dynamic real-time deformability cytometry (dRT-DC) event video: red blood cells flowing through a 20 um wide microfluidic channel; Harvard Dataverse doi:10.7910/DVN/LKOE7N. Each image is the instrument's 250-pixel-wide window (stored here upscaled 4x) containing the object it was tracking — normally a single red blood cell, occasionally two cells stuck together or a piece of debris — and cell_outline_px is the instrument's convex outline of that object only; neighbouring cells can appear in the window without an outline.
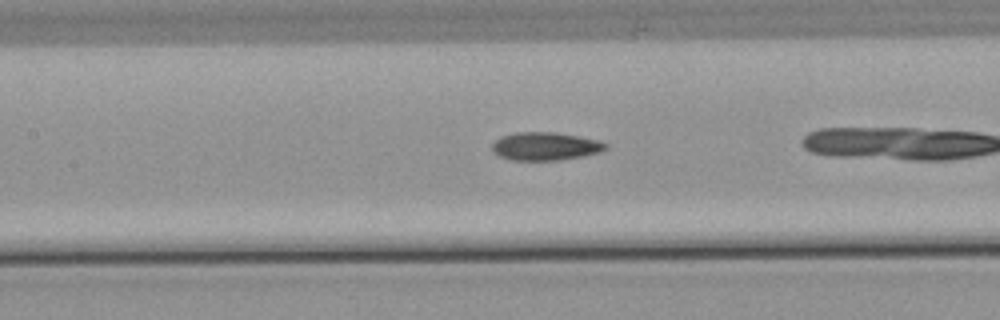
{"species": "common noctule bat (a hibernating species)", "species_latin": "Nyctalus noctula", "temperature_condition": "warm", "stored_images_in_passage": 39, "camera_frame_rate_fps": 3000, "um_per_image_px": 0.085, "animal": {"sex": "male", "body_mass_g": 21.5, "forearm_length_mm": 52.0}, "frame": {"image": 1, "passage_image": 22, "time_ms": 7.0, "image_size_px": [1000, 320], "cell_outline_px": [[608, 148], [600, 152], [584, 156], [556, 160], [512, 160], [500, 156], [492, 152], [492, 144], [496, 140], [504, 136], [516, 132], [556, 132], [596, 140], [608, 144]], "centroid_in_image_um": [46.35, 12.44], "position_along_channel_um": 161.0, "area_um2": 18.44}}
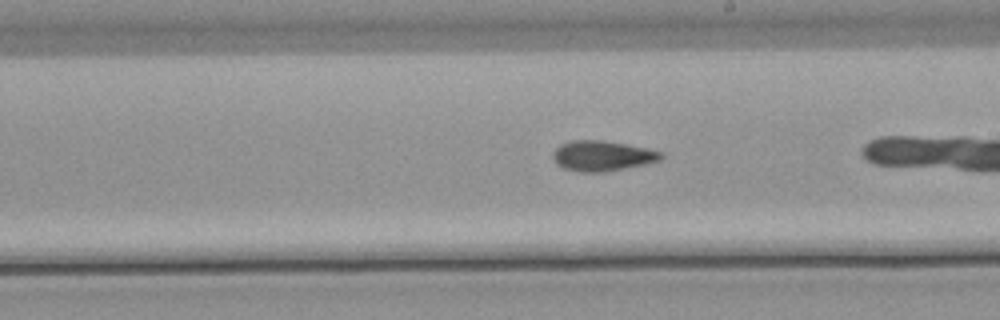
{"frame": {"image": 2, "passage_image": 28, "time_ms": 9.0, "image_size_px": [1000, 320], "cell_outline_px": [[664, 156], [660, 160], [644, 164], [600, 172], [580, 172], [564, 168], [556, 164], [552, 156], [556, 148], [560, 144], [572, 140], [600, 140], [624, 144], [644, 148], [660, 152]], "centroid_in_image_um": [51.13, 13.24], "position_along_channel_um": 237.9, "area_um2": 18.67}}